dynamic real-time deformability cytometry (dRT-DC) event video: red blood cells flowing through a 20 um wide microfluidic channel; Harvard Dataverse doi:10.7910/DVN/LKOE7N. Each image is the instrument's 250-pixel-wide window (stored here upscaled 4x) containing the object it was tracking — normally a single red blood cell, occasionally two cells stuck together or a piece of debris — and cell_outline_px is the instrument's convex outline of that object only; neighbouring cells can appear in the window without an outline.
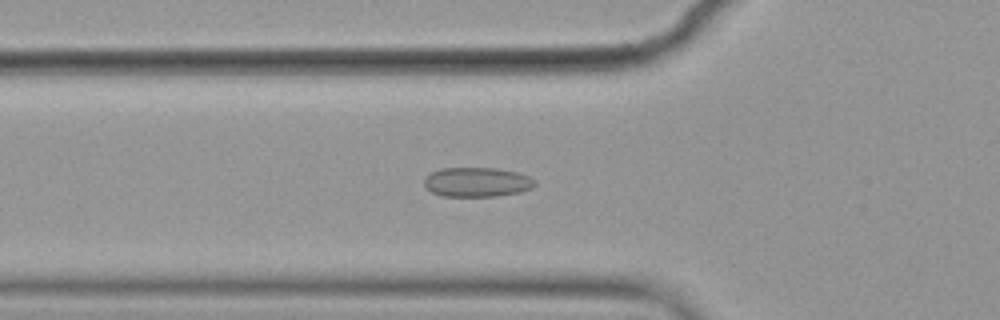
{"species": "common noctule bat (a hibernating species)", "species_latin": "Nyctalus noctula", "temperature_condition": "cold", "stored_images_in_passage": 55, "camera_frame_rate_fps": 3000, "um_per_image_px": 0.085, "animal": {"sex": "female", "body_mass_g": 19.9}, "frame": {"image": 1, "passage_image": 18, "time_ms": 5.667, "image_size_px": [1000, 320], "cell_outline_px": [[536, 184], [532, 188], [520, 192], [496, 196], [440, 196], [424, 188], [424, 176], [440, 168], [496, 168], [516, 172], [528, 176], [536, 180]], "centroid_in_image_um": [40.51, 15.48], "position_along_channel_um": 85.3, "area_um2": 19.19}}
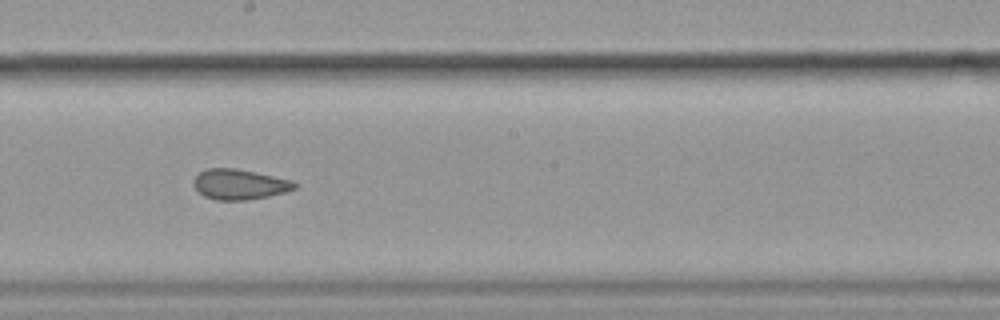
{"frame": {"image": 2, "passage_image": 30, "time_ms": 9.667, "image_size_px": [1000, 320], "cell_outline_px": [[296, 188], [284, 192], [268, 196], [248, 200], [216, 200], [204, 196], [192, 184], [192, 180], [200, 172], [208, 168], [236, 168], [272, 176], [288, 180], [296, 184]], "centroid_in_image_um": [20.3, 15.67], "position_along_channel_um": 227.9, "area_um2": 17.57}}
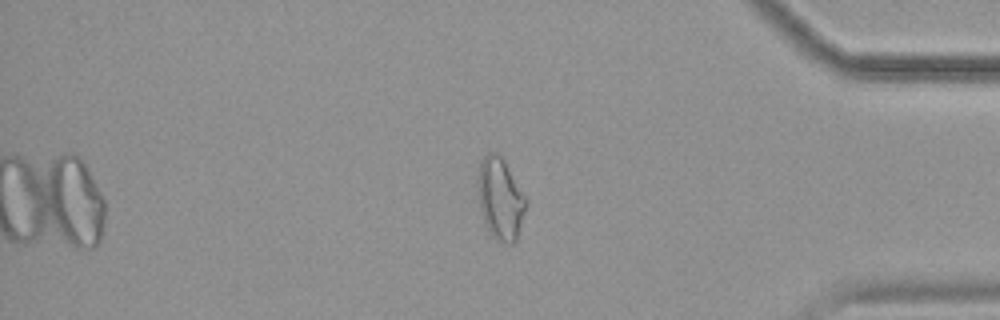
{"frame": {"image": 3, "passage_image": 46, "time_ms": 15.0, "image_size_px": [1000, 320], "cell_outline_px": [[528, 204], [516, 240], [512, 244], [508, 244], [496, 240], [488, 232], [480, 212], [476, 188], [476, 180], [480, 160], [488, 152], [496, 152], [504, 160], [528, 200]], "centroid_in_image_um": [42.5, 16.89], "position_along_channel_um": 392.7, "area_um2": 23.58}, "authors_computed_cell_mechanics": {"area_um2": 19.7098, "velocity_mm_per_s": 3.558, "shape_relaxation_time_tau1_ms": null, "shape_relaxation_time_tau2_ms": 2.0649, "deformation_change_tau1": null, "deformation_change_tau2": 0.0941}}